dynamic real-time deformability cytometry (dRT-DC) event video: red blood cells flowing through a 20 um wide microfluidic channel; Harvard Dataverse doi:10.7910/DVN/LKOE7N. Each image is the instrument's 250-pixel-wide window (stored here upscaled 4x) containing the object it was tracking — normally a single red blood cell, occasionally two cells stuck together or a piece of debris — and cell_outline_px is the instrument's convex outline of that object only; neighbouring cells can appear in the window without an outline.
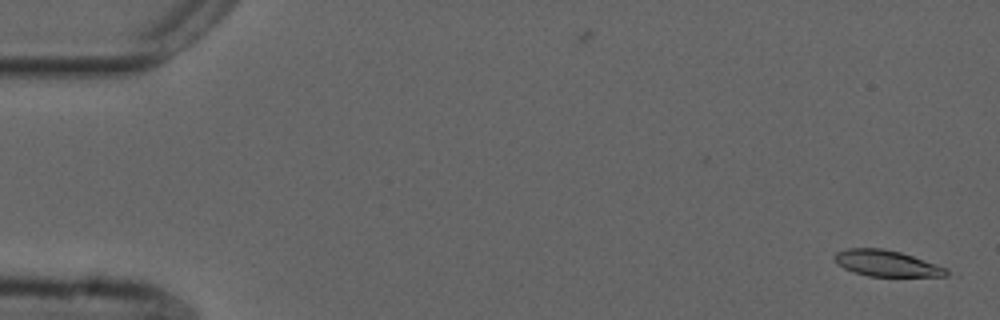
{"species": "common noctule bat (a hibernating species)", "species_latin": "Nyctalus noctula", "temperature_condition": "cold", "stored_images_in_passage": 55, "camera_frame_rate_fps": 3000, "um_per_image_px": 0.085, "animal": {"sex": "male", "forearm_length_mm": 52.5}, "frame": {"image": 1, "passage_image": 1, "time_ms": 0.0, "image_size_px": [1000, 320], "cell_outline_px": [[952, 272], [948, 276], [868, 276], [844, 268], [836, 264], [832, 256], [836, 252], [848, 248], [884, 248], [900, 252], [948, 268]], "centroid_in_image_um": [75.36, 22.38], "position_along_channel_um": 9.6, "area_um2": 17.11}}
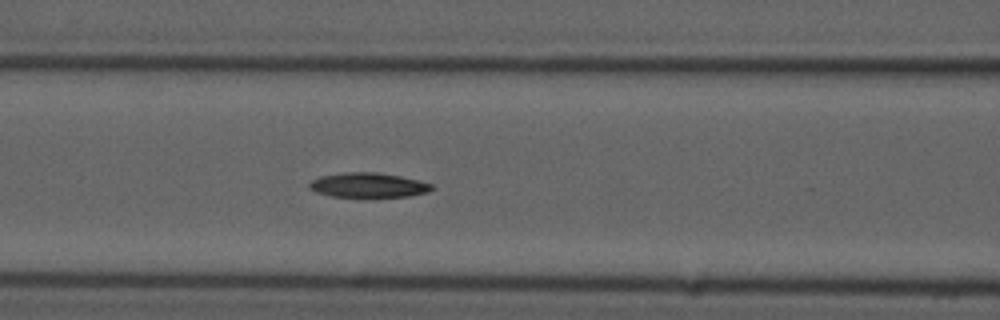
{"frame": {"image": 2, "passage_image": 22, "time_ms": 7.0, "image_size_px": [1000, 320], "cell_outline_px": [[432, 188], [428, 192], [408, 196], [332, 196], [316, 192], [308, 188], [308, 184], [312, 180], [320, 176], [344, 172], [376, 172], [400, 176], [432, 184]], "centroid_in_image_um": [31.25, 15.72], "position_along_channel_um": 135.3, "area_um2": 17.28}}
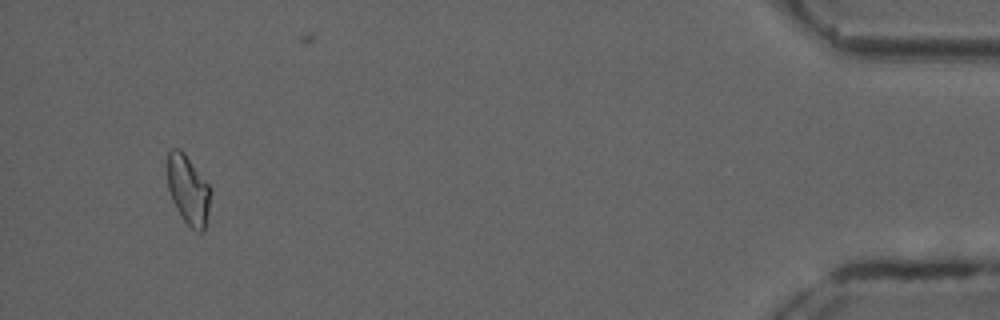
{"frame": {"image": 3, "passage_image": 51, "time_ms": 16.667, "image_size_px": [1000, 320], "cell_outline_px": [[212, 192], [204, 232], [196, 232], [180, 216], [172, 200], [168, 188], [168, 152], [172, 148], [180, 148], [184, 152], [208, 184]], "centroid_in_image_um": [16.01, 16.15], "position_along_channel_um": 419.2, "area_um2": 17.4}}